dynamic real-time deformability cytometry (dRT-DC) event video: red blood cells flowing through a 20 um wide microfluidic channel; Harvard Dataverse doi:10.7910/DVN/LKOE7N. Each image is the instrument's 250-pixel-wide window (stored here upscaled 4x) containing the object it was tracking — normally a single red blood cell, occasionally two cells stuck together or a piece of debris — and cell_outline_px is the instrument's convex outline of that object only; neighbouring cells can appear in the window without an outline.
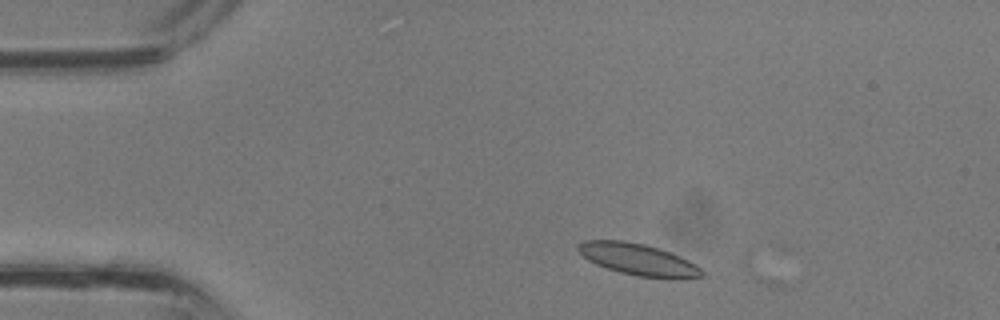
{"species": "common noctule bat (a hibernating species)", "species_latin": "Nyctalus noctula", "temperature_condition": "room temperature", "stored_images_in_passage": 5, "camera_frame_rate_fps": 3000, "um_per_image_px": 0.085, "animal": {"sex": "male", "body_mass_g": 13.3}, "frame": {"image": 1, "passage_image": 3, "time_ms": 0.667, "image_size_px": [1000, 320], "cell_outline_px": [[704, 276], [676, 280], [668, 280], [636, 276], [620, 272], [596, 264], [588, 260], [576, 248], [584, 240], [624, 240], [644, 244], [680, 256], [696, 264], [704, 272]], "centroid_in_image_um": [54.3, 22.09], "position_along_channel_um": 30.7, "area_um2": 23.0}}